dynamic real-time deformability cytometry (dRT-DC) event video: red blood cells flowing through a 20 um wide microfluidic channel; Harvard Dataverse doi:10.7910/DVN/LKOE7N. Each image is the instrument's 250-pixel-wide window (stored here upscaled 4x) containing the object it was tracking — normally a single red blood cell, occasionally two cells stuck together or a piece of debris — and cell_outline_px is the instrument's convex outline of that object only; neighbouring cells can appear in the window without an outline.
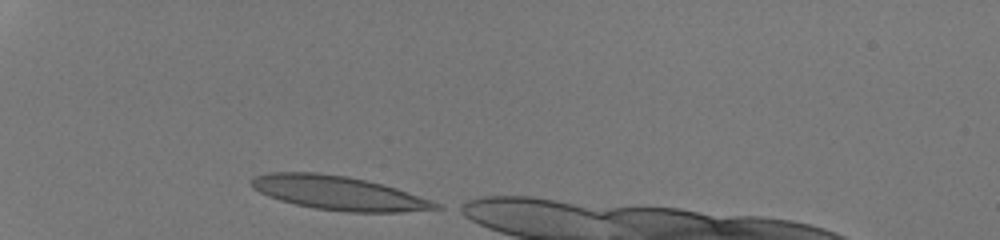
{"species": "human", "species_latin": "Homo sapiens", "temperature_condition": "room temperature", "stored_images_in_passage": 29, "camera_frame_rate_fps": 3000, "um_per_image_px": 0.085, "donor": {"sex": "male"}, "frame": {"image": 1, "passage_image": 1, "time_ms": 0.0, "image_size_px": [1000, 240], "cell_outline_px": [[444, 208], [400, 212], [344, 212], [316, 208], [296, 204], [280, 200], [268, 196], [252, 188], [248, 180], [256, 176], [268, 172], [316, 172], [348, 176], [384, 184], [432, 200], [440, 204]], "centroid_in_image_um": [28.77, 16.4], "position_along_channel_um": 56.2, "area_um2": 36.53}}
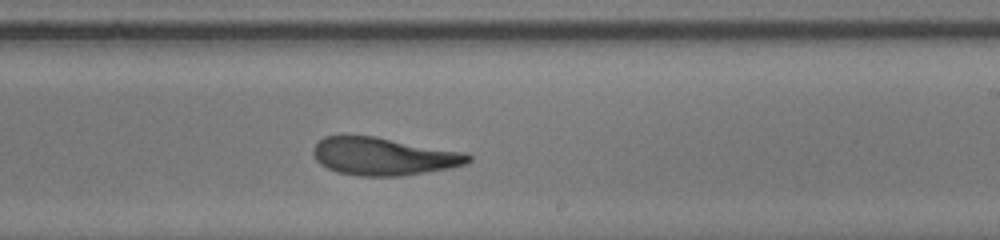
{"frame": {"image": 2, "passage_image": 18, "time_ms": 5.667, "image_size_px": [1000, 240], "cell_outline_px": [[472, 160], [464, 164], [448, 168], [400, 176], [360, 176], [336, 172], [320, 164], [316, 160], [312, 152], [312, 148], [324, 136], [340, 132], [344, 132], [376, 136], [468, 152], [472, 156]], "centroid_in_image_um": [32.55, 13.24], "position_along_channel_um": 256.5, "area_um2": 35.08}}
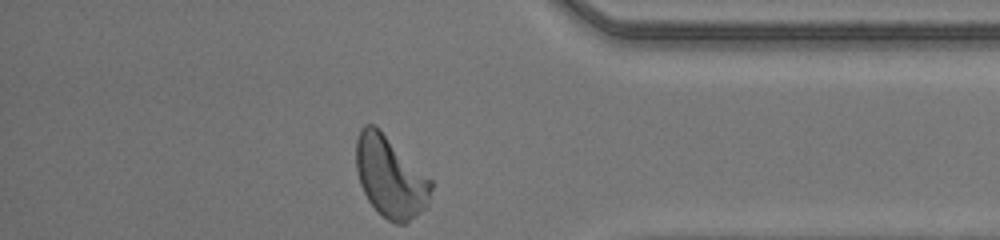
{"frame": {"image": 3, "passage_image": 29, "time_ms": 9.333, "image_size_px": [1000, 240], "cell_outline_px": [[432, 188], [428, 208], [404, 224], [396, 224], [388, 220], [368, 200], [360, 184], [356, 168], [356, 140], [360, 128], [364, 124], [376, 124], [432, 180]], "centroid_in_image_um": [33.19, 15.01], "position_along_channel_um": 402.0, "area_um2": 35.72}, "authors_computed_cell_mechanics": {"area_um2": 35.0268, "velocity_mm_per_s": 4.2473, "shape_relaxation_time_tau1_ms": 6.0175, "shape_relaxation_time_tau2_ms": 1.5186, "deformation_change_tau1": 0.251, "deformation_change_tau2": 0.0986}}